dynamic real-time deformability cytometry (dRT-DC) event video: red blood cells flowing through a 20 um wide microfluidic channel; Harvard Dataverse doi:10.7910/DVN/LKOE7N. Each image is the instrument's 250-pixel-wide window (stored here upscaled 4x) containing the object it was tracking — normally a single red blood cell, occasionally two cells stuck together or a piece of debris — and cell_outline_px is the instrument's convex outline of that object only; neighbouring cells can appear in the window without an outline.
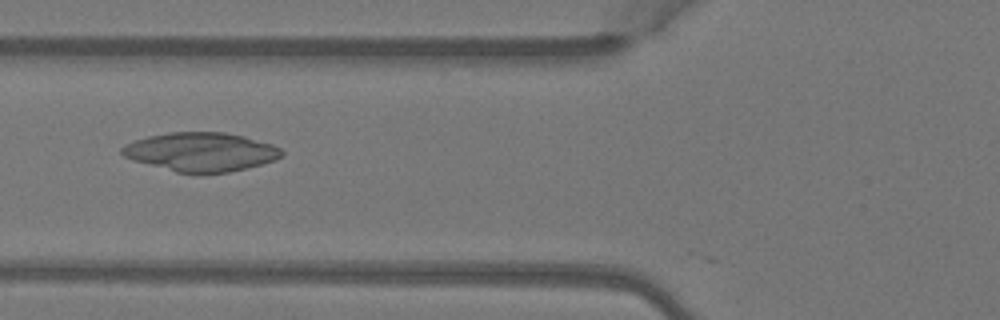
{"species": "Egyptian fruit bat (a non-hibernating species)", "species_latin": "Rousettus aegyptiacus", "temperature_condition": "warm", "stored_images_in_passage": 2, "camera_frame_rate_fps": 3000, "um_per_image_px": 0.085, "animal": {"sex": "female"}, "frame": {"image": 1, "passage_image": 2, "time_ms": 0.333, "image_size_px": [1000, 320], "cell_outline_px": [[284, 152], [276, 160], [228, 172], [176, 172], [132, 160], [124, 156], [120, 152], [120, 148], [124, 144], [148, 136], [168, 132], [224, 132], [244, 136], [272, 144], [280, 148]], "centroid_in_image_um": [17.05, 12.89], "position_along_channel_um": 108.8, "area_um2": 35.84}}